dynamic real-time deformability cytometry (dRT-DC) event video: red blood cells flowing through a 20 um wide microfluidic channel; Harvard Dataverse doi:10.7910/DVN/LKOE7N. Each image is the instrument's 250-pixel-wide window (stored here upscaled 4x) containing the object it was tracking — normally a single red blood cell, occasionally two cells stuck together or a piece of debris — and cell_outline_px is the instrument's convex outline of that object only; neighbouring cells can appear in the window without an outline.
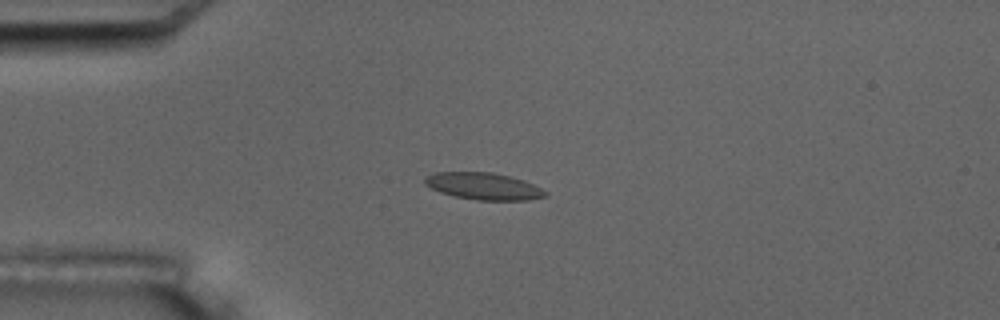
{"species": "common noctule bat (a hibernating species)", "species_latin": "Nyctalus noctula", "temperature_condition": "room temperature", "stored_images_in_passage": 6, "camera_frame_rate_fps": 3000, "um_per_image_px": 0.085, "animal": {"sex": "male", "body_mass_g": 17.5, "forearm_length_mm": 52.3}, "frame": {"image": 1, "passage_image": 4, "time_ms": 4.333, "image_size_px": [1000, 320], "cell_outline_px": [[548, 196], [528, 200], [476, 200], [456, 196], [440, 192], [424, 184], [424, 180], [428, 176], [436, 172], [492, 172], [524, 180], [548, 192]], "centroid_in_image_um": [41.13, 15.83], "position_along_channel_um": 43.9, "area_um2": 18.79}}